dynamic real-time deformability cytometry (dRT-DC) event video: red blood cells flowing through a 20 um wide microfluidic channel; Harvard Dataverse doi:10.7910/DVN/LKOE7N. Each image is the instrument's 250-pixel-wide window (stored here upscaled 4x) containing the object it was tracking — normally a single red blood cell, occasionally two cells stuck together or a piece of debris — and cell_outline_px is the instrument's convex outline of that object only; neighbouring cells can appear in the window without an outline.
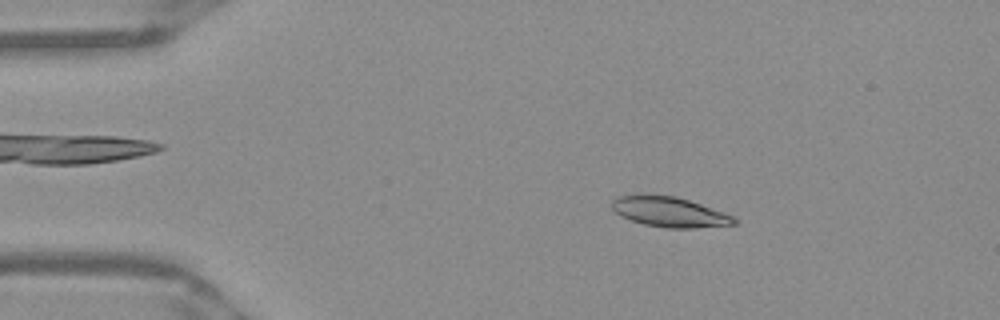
{"species": "Egyptian fruit bat (a non-hibernating species)", "species_latin": "Rousettus aegyptiacus", "temperature_condition": "warm", "stored_images_in_passage": 43, "camera_frame_rate_fps": 3000, "um_per_image_px": 0.085, "frame": {"image": 1, "passage_image": 1, "time_ms": 0.0, "image_size_px": [1000, 320], "cell_outline_px": [[736, 224], [696, 228], [668, 228], [644, 224], [620, 216], [612, 208], [612, 200], [620, 196], [636, 192], [644, 192], [676, 196], [724, 212], [732, 216], [736, 220]], "centroid_in_image_um": [56.84, 17.98], "position_along_channel_um": 28.2, "area_um2": 21.79}}
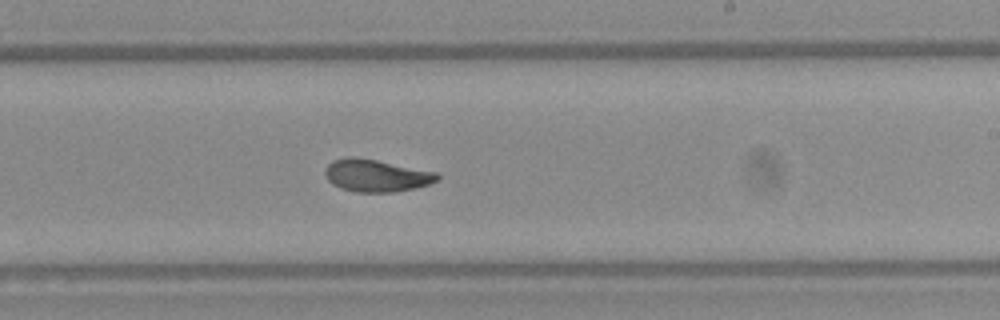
{"frame": {"image": 2, "passage_image": 23, "time_ms": 7.333, "image_size_px": [1000, 320], "cell_outline_px": [[440, 176], [436, 180], [428, 184], [416, 188], [396, 192], [356, 192], [340, 188], [332, 184], [328, 180], [324, 172], [324, 168], [332, 160], [348, 156], [352, 156], [376, 160], [440, 172]], "centroid_in_image_um": [31.98, 14.92], "position_along_channel_um": 257.0, "area_um2": 21.39}}
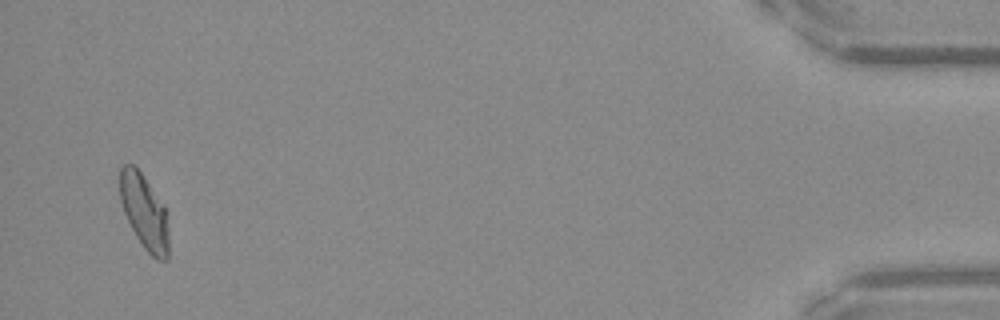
{"frame": {"image": 3, "passage_image": 42, "time_ms": 13.667, "image_size_px": [1000, 320], "cell_outline_px": [[168, 260], [156, 260], [144, 248], [136, 236], [124, 212], [120, 200], [120, 168], [124, 164], [132, 164], [140, 172], [164, 204], [168, 232]], "centroid_in_image_um": [12.27, 18.02], "position_along_channel_um": 422.9, "area_um2": 21.04}, "authors_computed_cell_mechanics": {"area_um2": 21.3282, "velocity_mm_per_s": 3.9375, "shape_relaxation_time_tau1_ms": 5.5117, "shape_relaxation_time_tau2_ms": 2.1085, "deformation_change_tau1": 0.212, "deformation_change_tau2": 0.0611}}